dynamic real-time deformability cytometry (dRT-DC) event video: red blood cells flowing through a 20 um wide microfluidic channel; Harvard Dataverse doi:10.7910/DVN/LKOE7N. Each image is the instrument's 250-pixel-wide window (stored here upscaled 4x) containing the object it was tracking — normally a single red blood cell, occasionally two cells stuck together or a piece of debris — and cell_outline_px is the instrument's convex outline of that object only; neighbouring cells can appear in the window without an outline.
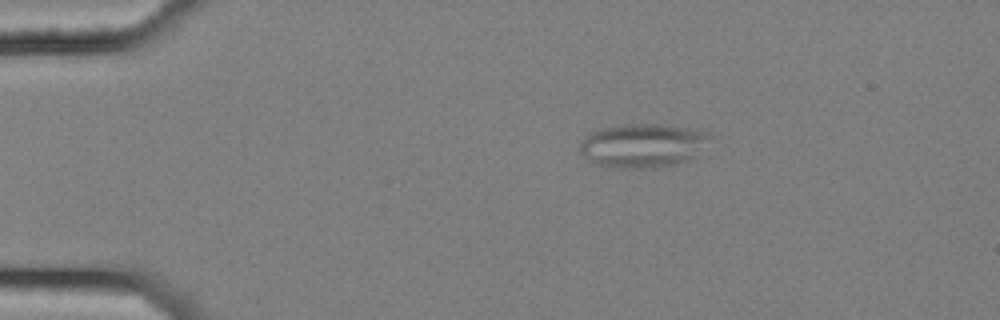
{"species": "common noctule bat (a hibernating species)", "species_latin": "Nyctalus noctula", "temperature_condition": "cold", "stored_images_in_passage": 2, "camera_frame_rate_fps": 3000, "um_per_image_px": 0.085, "animal": {"sex": "female", "body_mass_g": 25.1}, "frame": {"image": 1, "passage_image": 1, "time_ms": 0.0, "image_size_px": [1000, 320], "cell_outline_px": [[708, 136], [692, 156], [684, 160], [656, 168], [612, 168], [592, 164], [580, 152], [580, 140], [588, 132], [604, 128], [632, 124], [656, 124], [688, 128], [708, 132]], "centroid_in_image_um": [54.46, 12.38], "position_along_channel_um": 30.5, "area_um2": 32.48}}